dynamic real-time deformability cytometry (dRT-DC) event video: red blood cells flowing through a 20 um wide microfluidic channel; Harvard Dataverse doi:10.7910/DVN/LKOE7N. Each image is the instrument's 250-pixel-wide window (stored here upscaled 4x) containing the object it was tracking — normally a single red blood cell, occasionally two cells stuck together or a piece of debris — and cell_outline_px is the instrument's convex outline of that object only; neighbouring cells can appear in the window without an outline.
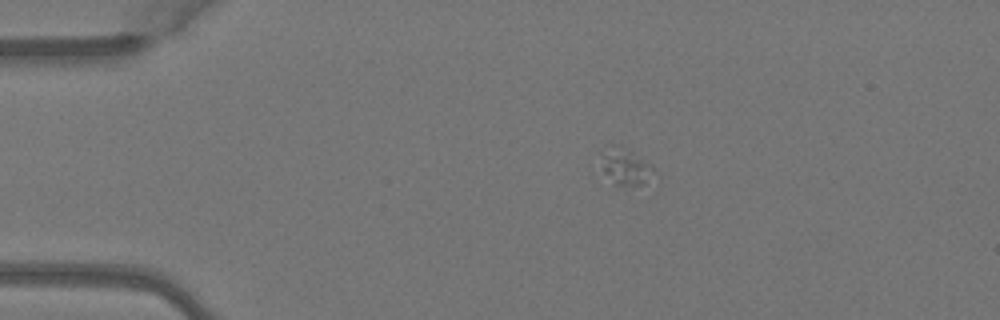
{"species": "Egyptian fruit bat (a non-hibernating species)", "species_latin": "Rousettus aegyptiacus", "temperature_condition": "warm", "stored_images_in_passage": 4, "camera_frame_rate_fps": 3000, "um_per_image_px": 0.085, "animal": {"sex": "female"}, "frame": {"image": 1, "passage_image": 4, "time_ms": 1.0, "image_size_px": [1000, 320], "cell_outline_px": [[652, 176], [644, 184], [612, 184], [604, 172], [600, 152], [612, 144], [620, 144], [632, 152], [648, 164], [652, 168]], "centroid_in_image_um": [53.08, 14.12], "position_along_channel_um": 31.9, "area_um2": 10.87}}